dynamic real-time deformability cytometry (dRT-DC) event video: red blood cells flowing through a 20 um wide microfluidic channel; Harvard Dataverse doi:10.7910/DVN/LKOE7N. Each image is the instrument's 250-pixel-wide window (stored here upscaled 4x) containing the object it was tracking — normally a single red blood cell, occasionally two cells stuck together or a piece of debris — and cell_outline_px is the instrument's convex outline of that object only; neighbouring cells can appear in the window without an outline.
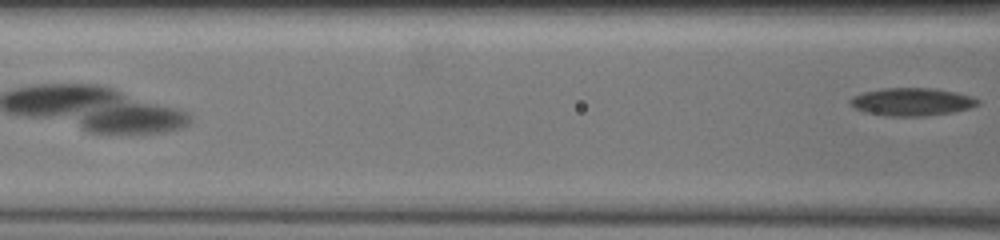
{"species": "common noctule bat (a hibernating species)", "species_latin": "Nyctalus noctula", "temperature_condition": "warm", "stored_images_in_passage": 22, "camera_frame_rate_fps": 3000, "um_per_image_px": 0.085, "animal": {"sex": "female", "body_mass_g": 19.5, "forearm_length_mm": 54.1}, "frame": {"image": 1, "passage_image": 22, "time_ms": 9.667, "image_size_px": [1000, 240], "cell_outline_px": [[980, 104], [968, 108], [948, 112], [924, 116], [892, 116], [868, 112], [856, 108], [848, 100], [852, 96], [864, 92], [884, 88], [932, 88], [956, 92], [972, 96], [980, 100]], "centroid_in_image_um": [77.53, 8.64], "position_along_channel_um": 89.1, "area_um2": 20.35}}